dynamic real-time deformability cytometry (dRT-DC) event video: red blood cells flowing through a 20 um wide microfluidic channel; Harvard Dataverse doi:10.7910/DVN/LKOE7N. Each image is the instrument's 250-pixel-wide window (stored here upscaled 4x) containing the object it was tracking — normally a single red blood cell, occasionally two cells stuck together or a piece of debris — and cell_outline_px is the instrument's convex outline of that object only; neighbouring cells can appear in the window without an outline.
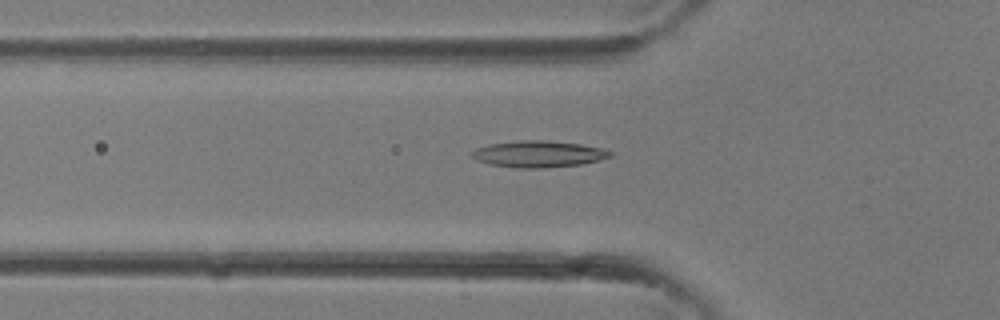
{"species": "common noctule bat (a hibernating species)", "species_latin": "Nyctalus noctula", "temperature_condition": "room temperature", "stored_images_in_passage": 31, "camera_frame_rate_fps": 3000, "um_per_image_px": 0.085, "animal": {"sex": "female"}, "frame": {"image": 1, "passage_image": 9, "time_ms": 2.667, "image_size_px": [1000, 320], "cell_outline_px": [[612, 156], [580, 164], [544, 168], [516, 168], [492, 164], [476, 160], [472, 156], [472, 152], [476, 148], [488, 144], [520, 140], [544, 140], [580, 144], [600, 148], [612, 152]], "centroid_in_image_um": [45.73, 13.09], "position_along_channel_um": 80.1, "area_um2": 21.1}}
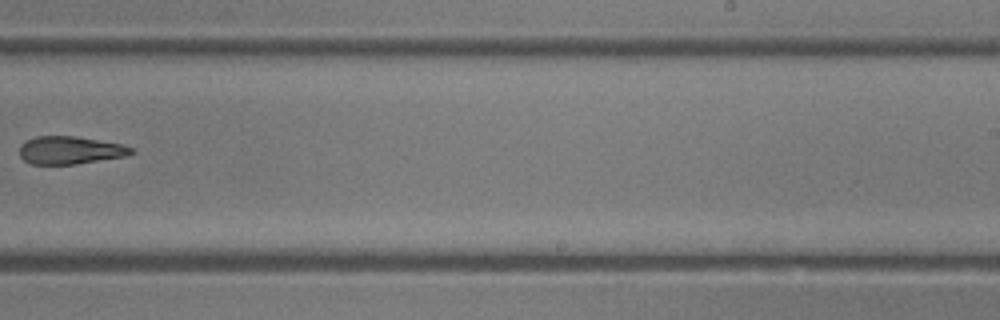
{"frame": {"image": 2, "passage_image": 19, "time_ms": 6.0, "image_size_px": [1000, 320], "cell_outline_px": [[136, 152], [124, 156], [76, 164], [32, 164], [24, 160], [20, 156], [20, 144], [36, 136], [76, 136], [120, 144], [136, 148]], "centroid_in_image_um": [5.97, 12.76], "position_along_channel_um": 283.0, "area_um2": 18.03}}
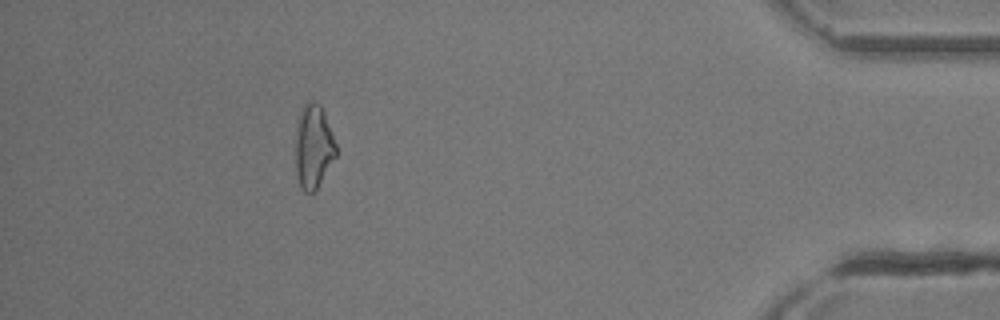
{"frame": {"image": 3, "passage_image": 28, "time_ms": 9.0, "image_size_px": [1000, 320], "cell_outline_px": [[336, 156], [316, 192], [304, 192], [300, 188], [296, 172], [296, 132], [300, 108], [308, 100], [316, 100], [320, 104], [324, 112], [336, 144]], "centroid_in_image_um": [26.64, 12.46], "position_along_channel_um": 408.6, "area_um2": 20.06}}